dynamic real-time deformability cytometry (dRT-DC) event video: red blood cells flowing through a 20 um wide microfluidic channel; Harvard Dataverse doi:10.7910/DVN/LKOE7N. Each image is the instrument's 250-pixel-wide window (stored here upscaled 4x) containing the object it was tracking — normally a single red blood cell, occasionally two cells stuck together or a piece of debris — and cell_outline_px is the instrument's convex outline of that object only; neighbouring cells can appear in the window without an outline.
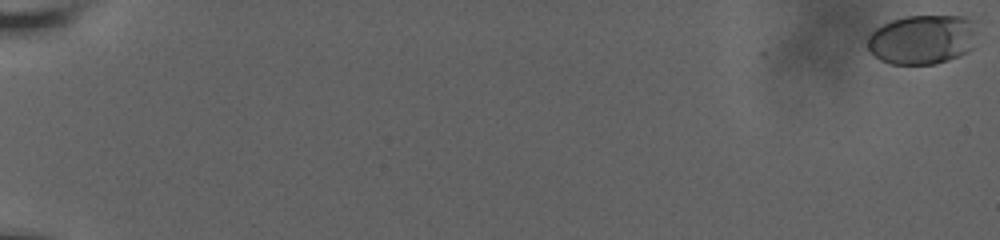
{"species": "human", "species_latin": "Homo sapiens", "temperature_condition": "room temperature", "stored_images_in_passage": 30, "camera_frame_rate_fps": 3000, "um_per_image_px": 0.085, "donor": {"sex": "male"}, "frame": {"image": 1, "passage_image": 1, "time_ms": 0.0, "image_size_px": [1000, 240], "cell_outline_px": [[976, 32], [972, 48], [968, 52], [960, 56], [936, 64], [892, 64], [880, 60], [868, 52], [868, 36], [876, 28], [892, 20], [904, 16], [964, 16], [976, 20]], "centroid_in_image_um": [78.42, 3.35], "position_along_channel_um": 6.6, "area_um2": 32.02}}
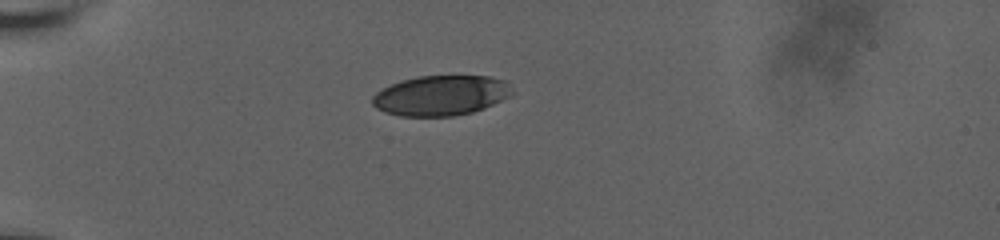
{"frame": {"image": 2, "passage_image": 26, "time_ms": 6.667, "image_size_px": [1000, 240], "cell_outline_px": [[512, 96], [484, 108], [472, 112], [452, 116], [400, 116], [384, 112], [376, 108], [372, 104], [372, 96], [376, 92], [400, 80], [420, 76], [488, 76], [508, 80], [512, 92]], "centroid_in_image_um": [37.49, 8.11], "position_along_channel_um": 47.5, "area_um2": 32.83}}